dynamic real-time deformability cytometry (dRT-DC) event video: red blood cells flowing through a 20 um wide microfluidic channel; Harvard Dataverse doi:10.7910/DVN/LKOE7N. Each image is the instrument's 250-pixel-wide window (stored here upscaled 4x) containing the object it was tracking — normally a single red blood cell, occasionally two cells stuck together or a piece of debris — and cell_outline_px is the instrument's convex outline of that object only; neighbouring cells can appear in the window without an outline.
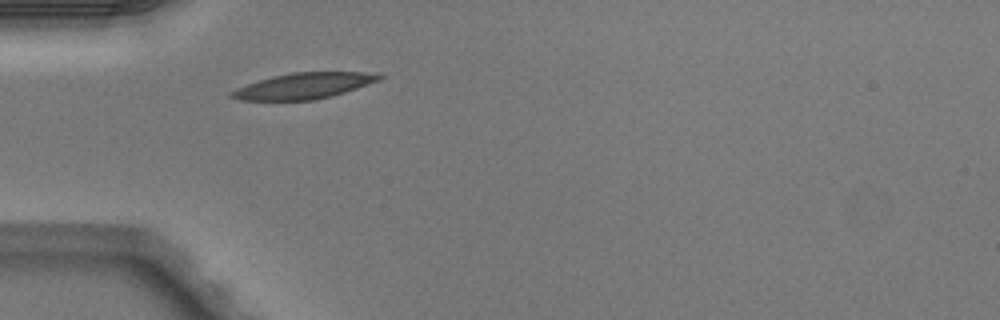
{"species": "Egyptian fruit bat (a non-hibernating species)", "species_latin": "Rousettus aegyptiacus", "temperature_condition": "warm", "stored_images_in_passage": 3, "camera_frame_rate_fps": 3000, "um_per_image_px": 0.085, "animal": {"sex": "male"}, "frame": {"image": 1, "passage_image": 3, "time_ms": 0.667, "image_size_px": [1000, 320], "cell_outline_px": [[384, 76], [380, 80], [332, 96], [312, 100], [240, 100], [228, 96], [228, 92], [236, 88], [272, 76], [292, 72], [364, 72]], "centroid_in_image_um": [25.77, 7.3], "position_along_channel_um": 59.2, "area_um2": 22.08}}